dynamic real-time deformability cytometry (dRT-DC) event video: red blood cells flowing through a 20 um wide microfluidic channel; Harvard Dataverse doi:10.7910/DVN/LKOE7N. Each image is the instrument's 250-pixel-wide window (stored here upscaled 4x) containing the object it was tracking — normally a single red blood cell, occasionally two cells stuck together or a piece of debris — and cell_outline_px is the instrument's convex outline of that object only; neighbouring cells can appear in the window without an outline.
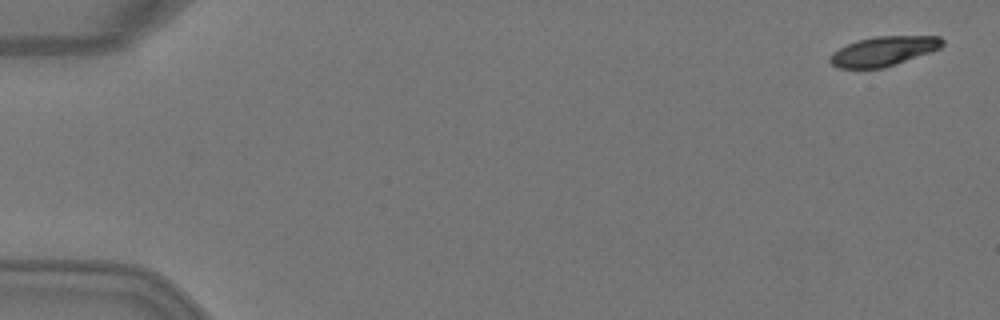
{"species": "Egyptian fruit bat (a non-hibernating species)", "species_latin": "Rousettus aegyptiacus", "temperature_condition": "warm", "stored_images_in_passage": 5, "camera_frame_rate_fps": 3000, "um_per_image_px": 0.085, "animal": {"sex": "female"}, "frame": {"image": 1, "passage_image": 1, "time_ms": 0.0, "image_size_px": [1000, 320], "cell_outline_px": [[944, 44], [940, 48], [896, 64], [884, 68], [840, 68], [832, 64], [828, 60], [828, 56], [832, 52], [856, 40], [876, 36], [940, 36], [944, 40]], "centroid_in_image_um": [75.08, 4.34], "position_along_channel_um": 9.9, "area_um2": 19.31}}